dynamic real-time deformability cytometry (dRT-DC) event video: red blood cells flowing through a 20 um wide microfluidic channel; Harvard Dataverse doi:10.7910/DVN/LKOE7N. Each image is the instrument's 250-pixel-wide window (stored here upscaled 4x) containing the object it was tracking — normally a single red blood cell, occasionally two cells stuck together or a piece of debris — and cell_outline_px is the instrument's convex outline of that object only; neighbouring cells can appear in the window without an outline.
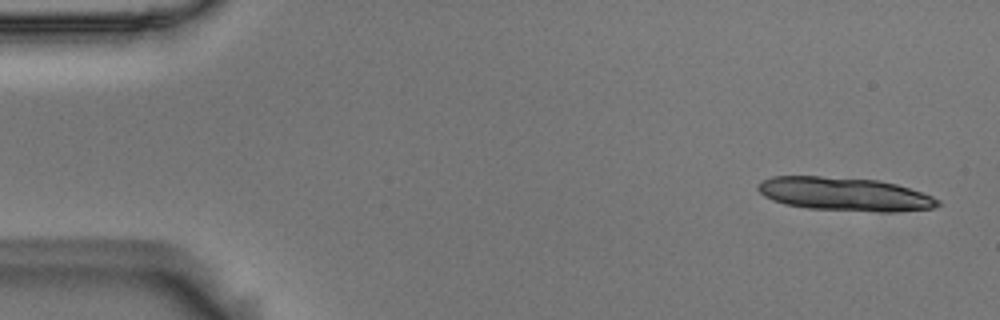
{"species": "Egyptian fruit bat (a non-hibernating species)", "species_latin": "Rousettus aegyptiacus", "temperature_condition": "room temperature", "stored_images_in_passage": 13, "camera_frame_rate_fps": 3000, "um_per_image_px": 0.085, "animal": {"sex": "male"}, "frame": {"image": 1, "passage_image": 2, "time_ms": 0.333, "image_size_px": [1000, 320], "cell_outline_px": [[940, 204], [932, 208], [896, 212], [880, 212], [808, 208], [784, 204], [772, 200], [764, 196], [756, 188], [756, 184], [760, 180], [772, 176], [820, 176], [880, 180], [896, 184], [932, 196], [940, 200]], "centroid_in_image_um": [71.75, 16.49], "position_along_channel_um": 13.3, "area_um2": 35.26}}